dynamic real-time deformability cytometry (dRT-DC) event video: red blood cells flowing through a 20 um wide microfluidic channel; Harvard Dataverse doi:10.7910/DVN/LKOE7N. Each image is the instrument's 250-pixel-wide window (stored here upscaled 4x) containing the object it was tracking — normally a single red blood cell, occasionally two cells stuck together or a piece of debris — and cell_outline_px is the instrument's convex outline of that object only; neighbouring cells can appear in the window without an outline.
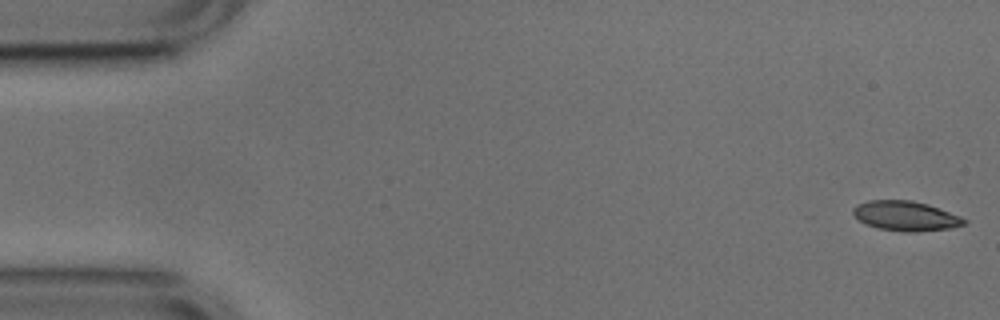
{"species": "common noctule bat (a hibernating species)", "species_latin": "Nyctalus noctula", "temperature_condition": "cold", "stored_images_in_passage": 21, "camera_frame_rate_fps": 3000, "um_per_image_px": 0.085, "animal": {"sex": "male", "body_mass_g": 17.9, "forearm_length_mm": 54.2}, "frame": {"image": 1, "passage_image": 1, "time_ms": 0.0, "image_size_px": [1000, 320], "cell_outline_px": [[968, 224], [952, 228], [916, 232], [904, 232], [880, 228], [864, 224], [852, 212], [852, 208], [856, 204], [868, 200], [912, 200], [928, 204], [960, 216], [968, 220]], "centroid_in_image_um": [77.0, 18.35], "position_along_channel_um": 8.0, "area_um2": 19.42}}
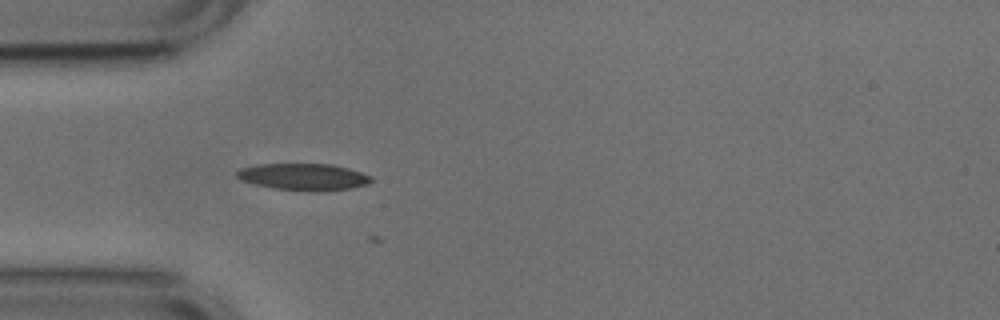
{"frame": {"image": 2, "passage_image": 15, "time_ms": 4.667, "image_size_px": [1000, 320], "cell_outline_px": [[372, 180], [368, 184], [352, 188], [320, 192], [312, 192], [272, 188], [240, 180], [236, 176], [236, 172], [240, 168], [256, 164], [332, 164], [348, 168], [372, 176]], "centroid_in_image_um": [25.8, 15.04], "position_along_channel_um": 59.2, "area_um2": 21.21}}